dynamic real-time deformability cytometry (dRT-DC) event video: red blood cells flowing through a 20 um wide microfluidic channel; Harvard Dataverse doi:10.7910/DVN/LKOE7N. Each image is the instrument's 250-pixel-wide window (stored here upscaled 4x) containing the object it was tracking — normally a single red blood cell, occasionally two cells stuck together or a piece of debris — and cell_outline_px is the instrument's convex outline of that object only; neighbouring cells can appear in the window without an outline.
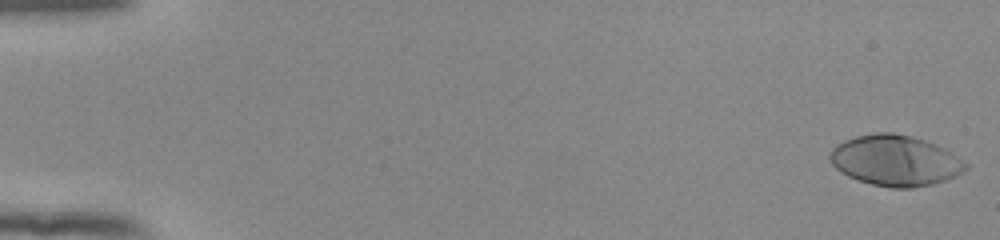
{"species": "human", "species_latin": "Homo sapiens", "temperature_condition": "room temperature", "stored_images_in_passage": 54, "camera_frame_rate_fps": 3000, "um_per_image_px": 0.085, "donor": {"sex": "female"}, "frame": {"image": 1, "passage_image": 1, "time_ms": 0.0, "image_size_px": [1000, 240], "cell_outline_px": [[968, 168], [964, 172], [956, 176], [932, 184], [912, 188], [892, 188], [872, 184], [856, 180], [840, 172], [828, 160], [828, 152], [836, 144], [844, 140], [856, 136], [876, 132], [892, 132], [912, 136], [936, 144], [952, 152], [964, 160], [968, 164]], "centroid_in_image_um": [76.08, 13.64], "position_along_channel_um": 8.9, "area_um2": 40.58}}
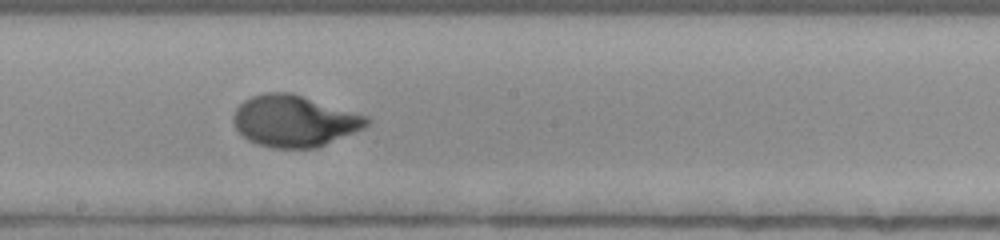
{"frame": {"image": 2, "passage_image": 31, "time_ms": 10.0, "image_size_px": [1000, 240], "cell_outline_px": [[372, 120], [364, 128], [316, 148], [272, 148], [256, 144], [248, 140], [236, 128], [232, 120], [232, 116], [236, 108], [244, 100], [252, 96], [264, 92], [292, 92], [368, 116]], "centroid_in_image_um": [25.01, 10.27], "position_along_channel_um": 223.2, "area_um2": 40.17}}
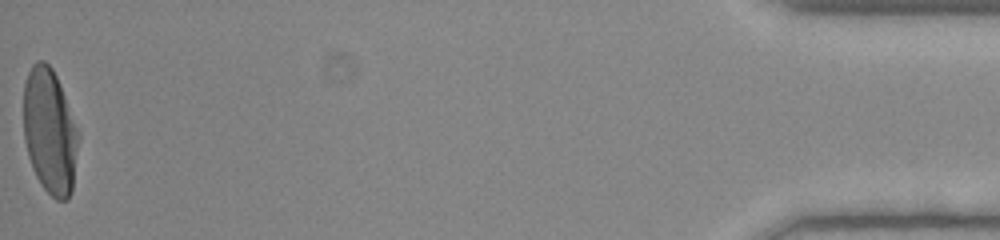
{"frame": {"image": 3, "passage_image": 54, "time_ms": 17.667, "image_size_px": [1000, 240], "cell_outline_px": [[80, 136], [72, 192], [68, 200], [56, 200], [40, 184], [32, 168], [28, 156], [24, 140], [24, 84], [28, 72], [32, 64], [36, 60], [44, 60], [52, 68], [60, 84], [80, 132]], "centroid_in_image_um": [4.25, 11.17], "position_along_channel_um": 431.0, "area_um2": 40.63}, "authors_computed_cell_mechanics": {"area_um2": 38.9283, "velocity_mm_per_s": 3.876, "shape_relaxation_time_tau1_ms": 3.8335, "shape_relaxation_time_tau2_ms": null, "deformation_change_tau1": 0.2271, "deformation_change_tau2": null}}